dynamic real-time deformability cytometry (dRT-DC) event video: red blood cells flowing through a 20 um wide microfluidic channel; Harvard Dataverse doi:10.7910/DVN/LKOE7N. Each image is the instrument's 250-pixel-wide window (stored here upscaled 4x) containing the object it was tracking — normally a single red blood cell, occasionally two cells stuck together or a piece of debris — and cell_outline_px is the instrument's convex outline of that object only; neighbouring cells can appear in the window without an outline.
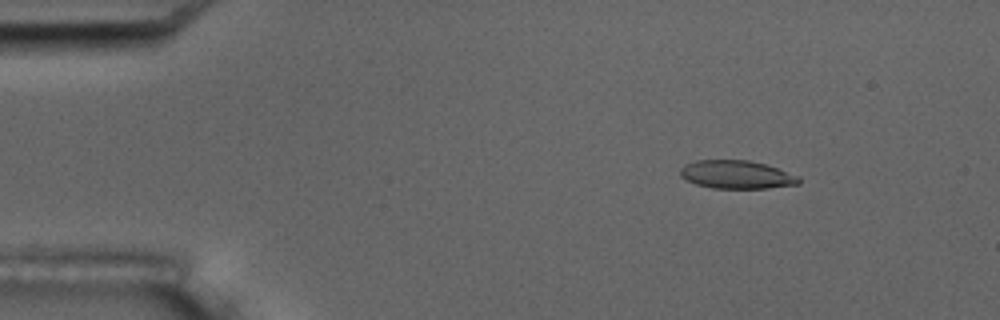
{"species": "common noctule bat (a hibernating species)", "species_latin": "Nyctalus noctula", "temperature_condition": "room temperature", "stored_images_in_passage": 8, "camera_frame_rate_fps": 3000, "um_per_image_px": 0.085, "animal": {"sex": "male", "body_mass_g": 17.5, "forearm_length_mm": 52.3}, "frame": {"image": 1, "passage_image": 2, "time_ms": 1.333, "image_size_px": [1000, 320], "cell_outline_px": [[800, 184], [768, 188], [712, 188], [696, 184], [680, 176], [680, 168], [684, 164], [696, 160], [748, 160], [764, 164], [800, 176]], "centroid_in_image_um": [62.6, 14.84], "position_along_channel_um": 22.4, "area_um2": 19.48}}
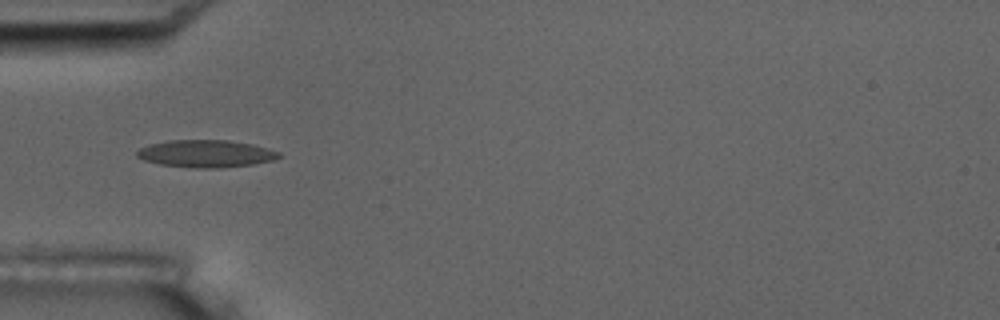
{"frame": {"image": 2, "passage_image": 5, "time_ms": 4.667, "image_size_px": [1000, 320], "cell_outline_px": [[280, 156], [272, 160], [252, 164], [220, 168], [192, 168], [160, 164], [144, 160], [136, 156], [136, 152], [140, 148], [148, 144], [168, 140], [228, 140], [252, 144], [268, 148], [280, 152]], "centroid_in_image_um": [17.47, 13.06], "position_along_channel_um": 67.5, "area_um2": 22.66}}
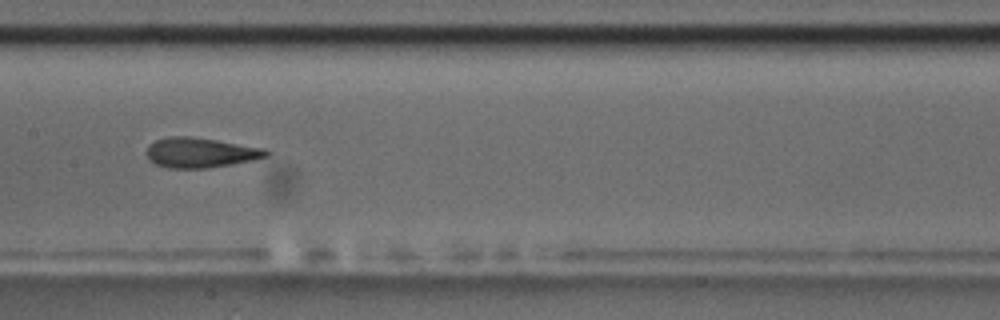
{"frame": {"image": 3, "passage_image": 8, "time_ms": 8.0, "image_size_px": [1000, 320], "cell_outline_px": [[272, 152], [268, 156], [252, 160], [232, 164], [208, 168], [168, 168], [156, 164], [148, 160], [144, 152], [148, 144], [156, 140], [168, 136], [188, 136], [216, 140], [264, 148]], "centroid_in_image_um": [16.99, 12.97], "position_along_channel_um": 190.4, "area_um2": 21.1}}